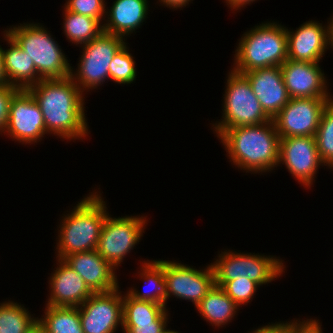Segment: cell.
I'll use <instances>...</instances> for the list:
<instances>
[{"label": "cell", "mask_w": 333, "mask_h": 333, "mask_svg": "<svg viewBox=\"0 0 333 333\" xmlns=\"http://www.w3.org/2000/svg\"><path fill=\"white\" fill-rule=\"evenodd\" d=\"M164 278L168 299L173 295L191 301L195 307L215 286V272L211 263L205 269L197 270L181 262L164 260Z\"/></svg>", "instance_id": "12"}, {"label": "cell", "mask_w": 333, "mask_h": 333, "mask_svg": "<svg viewBox=\"0 0 333 333\" xmlns=\"http://www.w3.org/2000/svg\"><path fill=\"white\" fill-rule=\"evenodd\" d=\"M139 278L144 279L145 283L151 285L149 291L140 292L130 288L127 293L137 299L143 301H151L166 306L168 300L166 280L164 278V260H147L142 262Z\"/></svg>", "instance_id": "23"}, {"label": "cell", "mask_w": 333, "mask_h": 333, "mask_svg": "<svg viewBox=\"0 0 333 333\" xmlns=\"http://www.w3.org/2000/svg\"><path fill=\"white\" fill-rule=\"evenodd\" d=\"M119 287L110 292L93 293L79 308L84 333H115L123 326V295Z\"/></svg>", "instance_id": "13"}, {"label": "cell", "mask_w": 333, "mask_h": 333, "mask_svg": "<svg viewBox=\"0 0 333 333\" xmlns=\"http://www.w3.org/2000/svg\"><path fill=\"white\" fill-rule=\"evenodd\" d=\"M105 3V0H67L64 7L68 11L98 19L103 24Z\"/></svg>", "instance_id": "31"}, {"label": "cell", "mask_w": 333, "mask_h": 333, "mask_svg": "<svg viewBox=\"0 0 333 333\" xmlns=\"http://www.w3.org/2000/svg\"><path fill=\"white\" fill-rule=\"evenodd\" d=\"M148 0H116L106 10L108 20H104L103 31L126 37L141 28L148 15Z\"/></svg>", "instance_id": "20"}, {"label": "cell", "mask_w": 333, "mask_h": 333, "mask_svg": "<svg viewBox=\"0 0 333 333\" xmlns=\"http://www.w3.org/2000/svg\"><path fill=\"white\" fill-rule=\"evenodd\" d=\"M196 308L206 322L219 328L233 320L239 306L221 287L215 285Z\"/></svg>", "instance_id": "22"}, {"label": "cell", "mask_w": 333, "mask_h": 333, "mask_svg": "<svg viewBox=\"0 0 333 333\" xmlns=\"http://www.w3.org/2000/svg\"><path fill=\"white\" fill-rule=\"evenodd\" d=\"M18 90L11 85L0 86V134L4 132L7 124L11 99Z\"/></svg>", "instance_id": "32"}, {"label": "cell", "mask_w": 333, "mask_h": 333, "mask_svg": "<svg viewBox=\"0 0 333 333\" xmlns=\"http://www.w3.org/2000/svg\"><path fill=\"white\" fill-rule=\"evenodd\" d=\"M147 219L145 216L105 218L96 251L115 269L123 258L133 250L143 236Z\"/></svg>", "instance_id": "9"}, {"label": "cell", "mask_w": 333, "mask_h": 333, "mask_svg": "<svg viewBox=\"0 0 333 333\" xmlns=\"http://www.w3.org/2000/svg\"><path fill=\"white\" fill-rule=\"evenodd\" d=\"M243 75L249 80L262 109L274 119L290 100L280 66L259 68Z\"/></svg>", "instance_id": "17"}, {"label": "cell", "mask_w": 333, "mask_h": 333, "mask_svg": "<svg viewBox=\"0 0 333 333\" xmlns=\"http://www.w3.org/2000/svg\"><path fill=\"white\" fill-rule=\"evenodd\" d=\"M123 296V325L169 322L166 306L151 301L137 300L128 293Z\"/></svg>", "instance_id": "24"}, {"label": "cell", "mask_w": 333, "mask_h": 333, "mask_svg": "<svg viewBox=\"0 0 333 333\" xmlns=\"http://www.w3.org/2000/svg\"><path fill=\"white\" fill-rule=\"evenodd\" d=\"M211 264L215 272V285L218 287H222L227 281L246 277L262 286L282 276L285 270L283 260L277 257L234 253L230 250L218 254L217 260Z\"/></svg>", "instance_id": "7"}, {"label": "cell", "mask_w": 333, "mask_h": 333, "mask_svg": "<svg viewBox=\"0 0 333 333\" xmlns=\"http://www.w3.org/2000/svg\"><path fill=\"white\" fill-rule=\"evenodd\" d=\"M223 96V119L212 126L217 137L226 129L258 125L272 120L262 109L258 98L252 91L249 80L233 69L228 74Z\"/></svg>", "instance_id": "6"}, {"label": "cell", "mask_w": 333, "mask_h": 333, "mask_svg": "<svg viewBox=\"0 0 333 333\" xmlns=\"http://www.w3.org/2000/svg\"><path fill=\"white\" fill-rule=\"evenodd\" d=\"M160 4H164L166 7L172 8V9H178L186 7L187 4H189L190 1L193 0H159Z\"/></svg>", "instance_id": "36"}, {"label": "cell", "mask_w": 333, "mask_h": 333, "mask_svg": "<svg viewBox=\"0 0 333 333\" xmlns=\"http://www.w3.org/2000/svg\"><path fill=\"white\" fill-rule=\"evenodd\" d=\"M318 63L287 59L280 66L290 98H333Z\"/></svg>", "instance_id": "16"}, {"label": "cell", "mask_w": 333, "mask_h": 333, "mask_svg": "<svg viewBox=\"0 0 333 333\" xmlns=\"http://www.w3.org/2000/svg\"><path fill=\"white\" fill-rule=\"evenodd\" d=\"M98 191L89 193L60 222L56 258L76 252L96 250L108 215L106 203Z\"/></svg>", "instance_id": "3"}, {"label": "cell", "mask_w": 333, "mask_h": 333, "mask_svg": "<svg viewBox=\"0 0 333 333\" xmlns=\"http://www.w3.org/2000/svg\"><path fill=\"white\" fill-rule=\"evenodd\" d=\"M281 163L301 185L310 188L318 168L324 165L319 156L315 136L280 138L278 166Z\"/></svg>", "instance_id": "14"}, {"label": "cell", "mask_w": 333, "mask_h": 333, "mask_svg": "<svg viewBox=\"0 0 333 333\" xmlns=\"http://www.w3.org/2000/svg\"><path fill=\"white\" fill-rule=\"evenodd\" d=\"M63 13L64 34L72 44L83 45L103 32V25L98 19L77 14L65 8Z\"/></svg>", "instance_id": "26"}, {"label": "cell", "mask_w": 333, "mask_h": 333, "mask_svg": "<svg viewBox=\"0 0 333 333\" xmlns=\"http://www.w3.org/2000/svg\"><path fill=\"white\" fill-rule=\"evenodd\" d=\"M27 333H47L46 330L39 324L36 323L34 327H32Z\"/></svg>", "instance_id": "39"}, {"label": "cell", "mask_w": 333, "mask_h": 333, "mask_svg": "<svg viewBox=\"0 0 333 333\" xmlns=\"http://www.w3.org/2000/svg\"><path fill=\"white\" fill-rule=\"evenodd\" d=\"M250 333H290V321L286 323H271L270 325H265L255 329V331Z\"/></svg>", "instance_id": "35"}, {"label": "cell", "mask_w": 333, "mask_h": 333, "mask_svg": "<svg viewBox=\"0 0 333 333\" xmlns=\"http://www.w3.org/2000/svg\"><path fill=\"white\" fill-rule=\"evenodd\" d=\"M168 322H144L137 325H123L124 333H167Z\"/></svg>", "instance_id": "33"}, {"label": "cell", "mask_w": 333, "mask_h": 333, "mask_svg": "<svg viewBox=\"0 0 333 333\" xmlns=\"http://www.w3.org/2000/svg\"><path fill=\"white\" fill-rule=\"evenodd\" d=\"M3 85H8V80H7L5 69H4L3 57H2L1 46H0V86H3Z\"/></svg>", "instance_id": "38"}, {"label": "cell", "mask_w": 333, "mask_h": 333, "mask_svg": "<svg viewBox=\"0 0 333 333\" xmlns=\"http://www.w3.org/2000/svg\"><path fill=\"white\" fill-rule=\"evenodd\" d=\"M260 287L256 282L246 279H235L227 281L221 288L240 307L247 305Z\"/></svg>", "instance_id": "30"}, {"label": "cell", "mask_w": 333, "mask_h": 333, "mask_svg": "<svg viewBox=\"0 0 333 333\" xmlns=\"http://www.w3.org/2000/svg\"><path fill=\"white\" fill-rule=\"evenodd\" d=\"M333 98H290L274 117L280 138L315 136L322 113Z\"/></svg>", "instance_id": "11"}, {"label": "cell", "mask_w": 333, "mask_h": 333, "mask_svg": "<svg viewBox=\"0 0 333 333\" xmlns=\"http://www.w3.org/2000/svg\"><path fill=\"white\" fill-rule=\"evenodd\" d=\"M167 333H180V332H177L175 330H169Z\"/></svg>", "instance_id": "40"}, {"label": "cell", "mask_w": 333, "mask_h": 333, "mask_svg": "<svg viewBox=\"0 0 333 333\" xmlns=\"http://www.w3.org/2000/svg\"><path fill=\"white\" fill-rule=\"evenodd\" d=\"M286 30L289 60L320 62L329 46L333 49L332 19L326 26L311 20L295 31Z\"/></svg>", "instance_id": "15"}, {"label": "cell", "mask_w": 333, "mask_h": 333, "mask_svg": "<svg viewBox=\"0 0 333 333\" xmlns=\"http://www.w3.org/2000/svg\"><path fill=\"white\" fill-rule=\"evenodd\" d=\"M28 90L40 106L46 134H54L67 141L88 136L84 93L70 76L41 79Z\"/></svg>", "instance_id": "1"}, {"label": "cell", "mask_w": 333, "mask_h": 333, "mask_svg": "<svg viewBox=\"0 0 333 333\" xmlns=\"http://www.w3.org/2000/svg\"><path fill=\"white\" fill-rule=\"evenodd\" d=\"M38 322V317L14 301L0 303V333H27Z\"/></svg>", "instance_id": "27"}, {"label": "cell", "mask_w": 333, "mask_h": 333, "mask_svg": "<svg viewBox=\"0 0 333 333\" xmlns=\"http://www.w3.org/2000/svg\"><path fill=\"white\" fill-rule=\"evenodd\" d=\"M3 133L22 144H35L46 134L42 111L29 90L19 89L13 95Z\"/></svg>", "instance_id": "10"}, {"label": "cell", "mask_w": 333, "mask_h": 333, "mask_svg": "<svg viewBox=\"0 0 333 333\" xmlns=\"http://www.w3.org/2000/svg\"><path fill=\"white\" fill-rule=\"evenodd\" d=\"M56 270L51 273L48 306L79 307L93 292L83 278L64 260H57Z\"/></svg>", "instance_id": "19"}, {"label": "cell", "mask_w": 333, "mask_h": 333, "mask_svg": "<svg viewBox=\"0 0 333 333\" xmlns=\"http://www.w3.org/2000/svg\"><path fill=\"white\" fill-rule=\"evenodd\" d=\"M230 162L246 173L269 172L278 166L280 136L273 119L249 126L226 129L218 137Z\"/></svg>", "instance_id": "2"}, {"label": "cell", "mask_w": 333, "mask_h": 333, "mask_svg": "<svg viewBox=\"0 0 333 333\" xmlns=\"http://www.w3.org/2000/svg\"><path fill=\"white\" fill-rule=\"evenodd\" d=\"M125 43L113 56L109 67V79L118 84H131L136 79L135 61Z\"/></svg>", "instance_id": "29"}, {"label": "cell", "mask_w": 333, "mask_h": 333, "mask_svg": "<svg viewBox=\"0 0 333 333\" xmlns=\"http://www.w3.org/2000/svg\"><path fill=\"white\" fill-rule=\"evenodd\" d=\"M4 32L33 60L41 79H62L70 76L72 66L43 25L24 23L11 26Z\"/></svg>", "instance_id": "5"}, {"label": "cell", "mask_w": 333, "mask_h": 333, "mask_svg": "<svg viewBox=\"0 0 333 333\" xmlns=\"http://www.w3.org/2000/svg\"><path fill=\"white\" fill-rule=\"evenodd\" d=\"M225 1L232 10L235 9L237 11L241 7L243 8L244 5L251 4L257 0H225Z\"/></svg>", "instance_id": "37"}, {"label": "cell", "mask_w": 333, "mask_h": 333, "mask_svg": "<svg viewBox=\"0 0 333 333\" xmlns=\"http://www.w3.org/2000/svg\"><path fill=\"white\" fill-rule=\"evenodd\" d=\"M235 50L233 70L245 73L281 66L287 59V30L277 22H265L245 32Z\"/></svg>", "instance_id": "4"}, {"label": "cell", "mask_w": 333, "mask_h": 333, "mask_svg": "<svg viewBox=\"0 0 333 333\" xmlns=\"http://www.w3.org/2000/svg\"><path fill=\"white\" fill-rule=\"evenodd\" d=\"M3 34L4 40L10 45L8 46L10 48L6 50L1 47L8 85L18 89L28 90L41 80L34 62L11 37L5 32Z\"/></svg>", "instance_id": "21"}, {"label": "cell", "mask_w": 333, "mask_h": 333, "mask_svg": "<svg viewBox=\"0 0 333 333\" xmlns=\"http://www.w3.org/2000/svg\"><path fill=\"white\" fill-rule=\"evenodd\" d=\"M315 140L324 166L333 169V100L324 108Z\"/></svg>", "instance_id": "28"}, {"label": "cell", "mask_w": 333, "mask_h": 333, "mask_svg": "<svg viewBox=\"0 0 333 333\" xmlns=\"http://www.w3.org/2000/svg\"><path fill=\"white\" fill-rule=\"evenodd\" d=\"M290 333H323L317 319L290 320Z\"/></svg>", "instance_id": "34"}, {"label": "cell", "mask_w": 333, "mask_h": 333, "mask_svg": "<svg viewBox=\"0 0 333 333\" xmlns=\"http://www.w3.org/2000/svg\"><path fill=\"white\" fill-rule=\"evenodd\" d=\"M45 308L44 318H38V322L47 333H84L78 307L46 305Z\"/></svg>", "instance_id": "25"}, {"label": "cell", "mask_w": 333, "mask_h": 333, "mask_svg": "<svg viewBox=\"0 0 333 333\" xmlns=\"http://www.w3.org/2000/svg\"><path fill=\"white\" fill-rule=\"evenodd\" d=\"M63 260L83 278L93 293L110 292L119 287L116 269L96 250L76 252Z\"/></svg>", "instance_id": "18"}, {"label": "cell", "mask_w": 333, "mask_h": 333, "mask_svg": "<svg viewBox=\"0 0 333 333\" xmlns=\"http://www.w3.org/2000/svg\"><path fill=\"white\" fill-rule=\"evenodd\" d=\"M331 19H332V32H333V16H332V18H331Z\"/></svg>", "instance_id": "41"}, {"label": "cell", "mask_w": 333, "mask_h": 333, "mask_svg": "<svg viewBox=\"0 0 333 333\" xmlns=\"http://www.w3.org/2000/svg\"><path fill=\"white\" fill-rule=\"evenodd\" d=\"M125 41L124 37L103 31L98 37L82 45L78 69L75 71L71 68L70 72V77L82 92L98 88L109 79L110 63Z\"/></svg>", "instance_id": "8"}]
</instances>
